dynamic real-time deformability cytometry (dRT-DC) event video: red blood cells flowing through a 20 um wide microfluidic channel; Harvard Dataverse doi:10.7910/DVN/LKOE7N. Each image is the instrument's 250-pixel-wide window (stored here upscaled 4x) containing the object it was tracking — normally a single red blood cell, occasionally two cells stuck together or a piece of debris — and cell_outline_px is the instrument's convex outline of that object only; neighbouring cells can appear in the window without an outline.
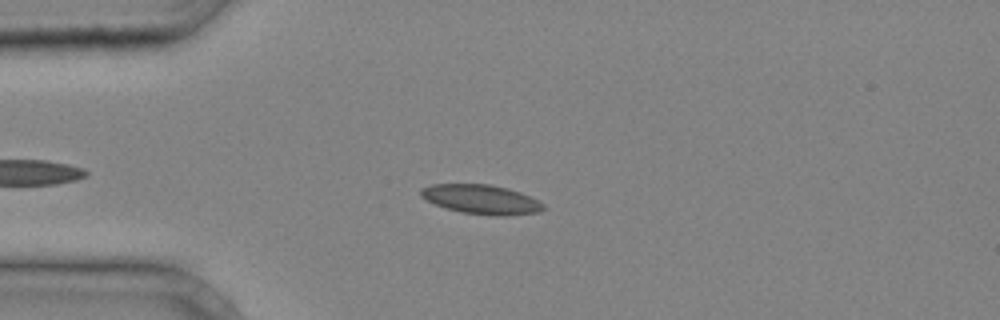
{"species": "common noctule bat (a hibernating species)", "species_latin": "Nyctalus noctula", "temperature_condition": "cold", "stored_images_in_passage": 29, "camera_frame_rate_fps": 3000, "um_per_image_px": 0.085, "animal": {"sex": "male", "body_mass_g": 20.4}, "frame": {"image": 1, "passage_image": 1, "time_ms": 0.0, "image_size_px": [1000, 320], "cell_outline_px": [[544, 208], [540, 212], [504, 216], [496, 216], [464, 212], [448, 208], [436, 204], [420, 196], [420, 188], [432, 184], [492, 184], [508, 188], [520, 192], [544, 204]], "centroid_in_image_um": [40.91, 16.93], "position_along_channel_um": 44.1, "area_um2": 20.75}}
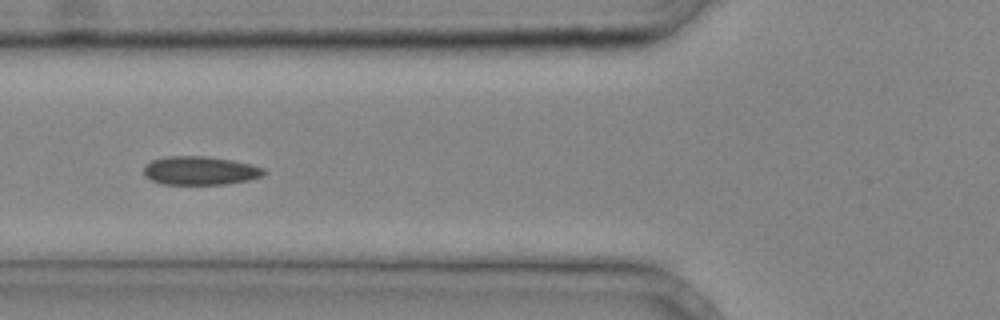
{"frame": {"image": 2, "passage_image": 6, "time_ms": 1.667, "image_size_px": [1000, 320], "cell_outline_px": [[268, 172], [260, 176], [248, 180], [224, 184], [164, 184], [152, 180], [144, 172], [144, 164], [152, 160], [164, 156], [204, 156], [232, 160], [264, 168]], "centroid_in_image_um": [17.0, 14.49], "position_along_channel_um": 108.8, "area_um2": 19.83}}
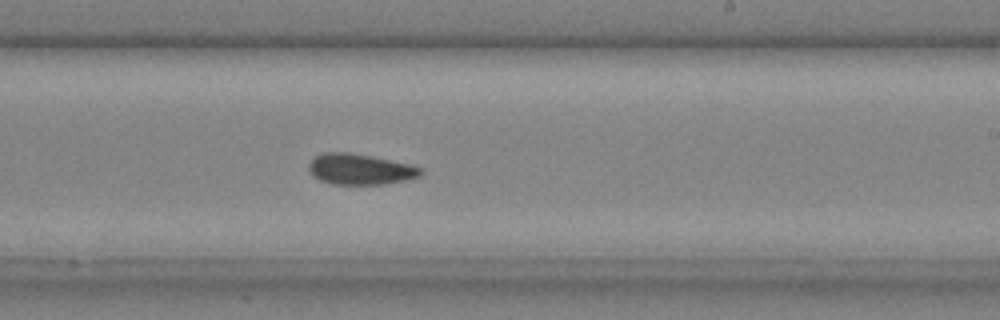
{"frame": {"image": 3, "passage_image": 15, "time_ms": 4.667, "image_size_px": [1000, 320], "cell_outline_px": [[424, 172], [420, 176], [404, 180], [384, 184], [332, 184], [320, 180], [312, 176], [308, 168], [308, 164], [316, 156], [324, 152], [348, 152], [372, 156], [412, 164], [424, 168]], "centroid_in_image_um": [30.63, 14.38], "position_along_channel_um": 258.4, "area_um2": 20.23}}